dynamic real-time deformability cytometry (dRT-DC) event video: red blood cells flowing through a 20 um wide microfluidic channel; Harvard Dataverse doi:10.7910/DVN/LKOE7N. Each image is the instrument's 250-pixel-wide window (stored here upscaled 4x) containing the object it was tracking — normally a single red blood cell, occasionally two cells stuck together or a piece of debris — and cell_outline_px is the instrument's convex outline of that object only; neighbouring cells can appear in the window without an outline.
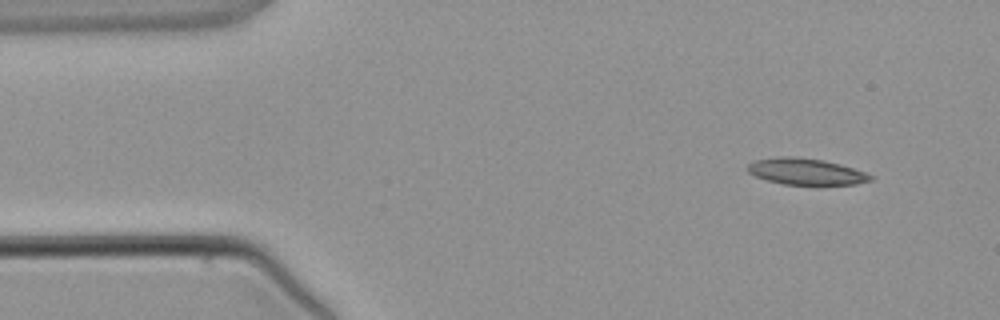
{"species": "common noctule bat (a hibernating species)", "species_latin": "Nyctalus noctula", "temperature_condition": "warm", "stored_images_in_passage": 3, "camera_frame_rate_fps": 3000, "um_per_image_px": 0.085, "animal": {"sex": "male", "body_mass_g": 21.5, "forearm_length_mm": 52.0}, "frame": {"image": 1, "passage_image": 1, "time_ms": 0.0, "image_size_px": [1000, 320], "cell_outline_px": [[872, 180], [856, 184], [816, 188], [784, 184], [768, 180], [756, 176], [748, 172], [744, 168], [752, 160], [784, 156], [788, 156], [824, 160], [840, 164], [864, 172], [872, 176]], "centroid_in_image_um": [68.51, 14.63], "position_along_channel_um": 16.5, "area_um2": 19.71}}
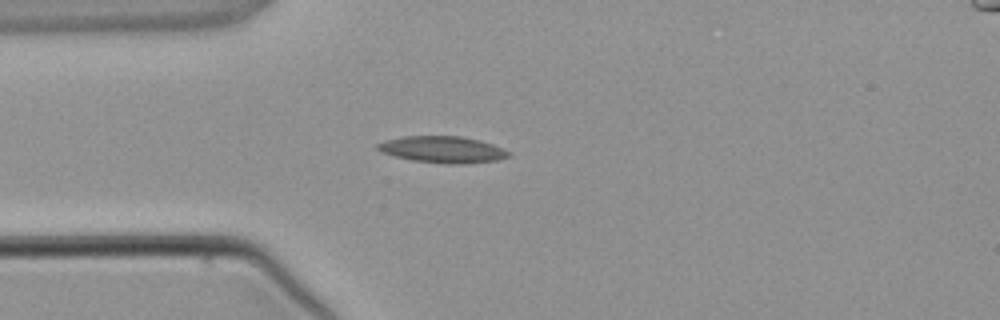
{"frame": {"image": 2, "passage_image": 3, "time_ms": 2.333, "image_size_px": [1000, 320], "cell_outline_px": [[512, 156], [496, 160], [464, 164], [448, 164], [412, 160], [380, 152], [376, 148], [376, 144], [384, 140], [404, 136], [460, 136], [480, 140], [492, 144], [512, 152]], "centroid_in_image_um": [37.63, 12.71], "position_along_channel_um": 47.4, "area_um2": 20.4}}